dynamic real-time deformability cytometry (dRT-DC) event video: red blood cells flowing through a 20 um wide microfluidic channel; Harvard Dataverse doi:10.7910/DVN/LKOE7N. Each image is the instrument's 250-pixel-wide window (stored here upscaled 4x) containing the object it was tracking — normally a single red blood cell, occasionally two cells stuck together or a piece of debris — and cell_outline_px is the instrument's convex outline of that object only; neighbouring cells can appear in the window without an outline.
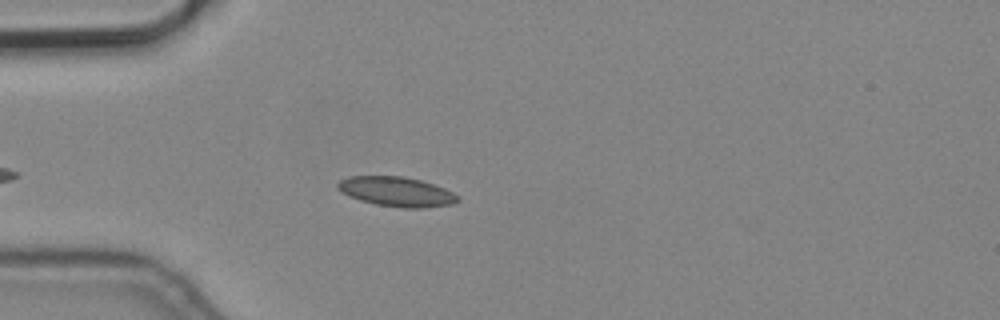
{"species": "common noctule bat (a hibernating species)", "species_latin": "Nyctalus noctula", "temperature_condition": "cold", "stored_images_in_passage": 1, "camera_frame_rate_fps": 3000, "um_per_image_px": 0.085, "animal": {"sex": "male", "body_mass_g": 19.2, "forearm_length_mm": 51.8}, "frame": {"image": 1, "passage_image": 1, "time_ms": 0.0, "image_size_px": [1000, 320], "cell_outline_px": [[460, 200], [452, 204], [424, 208], [400, 208], [376, 204], [360, 200], [348, 196], [340, 192], [336, 188], [336, 184], [340, 180], [348, 176], [404, 176], [420, 180], [444, 188], [460, 196]], "centroid_in_image_um": [33.68, 16.29], "position_along_channel_um": 51.3, "area_um2": 20.92}}